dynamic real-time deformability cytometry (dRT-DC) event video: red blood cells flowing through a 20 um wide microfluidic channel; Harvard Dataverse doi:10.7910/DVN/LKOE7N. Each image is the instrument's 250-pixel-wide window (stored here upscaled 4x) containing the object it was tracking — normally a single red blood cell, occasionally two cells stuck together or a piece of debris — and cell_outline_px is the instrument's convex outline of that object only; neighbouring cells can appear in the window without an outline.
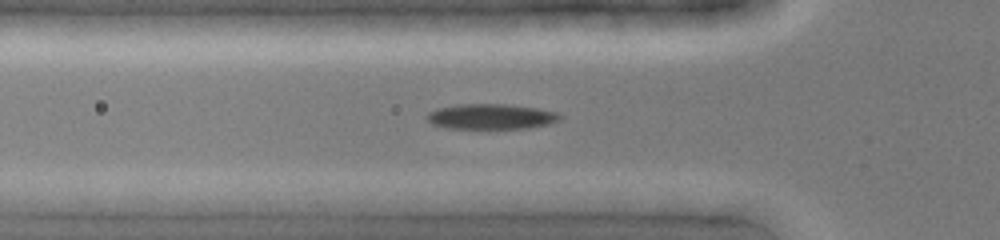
{"species": "common noctule bat (a hibernating species)", "species_latin": "Nyctalus noctula", "temperature_condition": "cold", "stored_images_in_passage": 7, "camera_frame_rate_fps": 3000, "um_per_image_px": 0.085, "animal": {"sex": "female", "body_mass_g": 19.0, "forearm_length_mm": 51.5}, "frame": {"image": 1, "passage_image": 2, "time_ms": 0.333, "image_size_px": [1000, 240], "cell_outline_px": [[564, 116], [560, 120], [548, 124], [528, 128], [448, 128], [432, 124], [424, 116], [428, 112], [436, 108], [456, 104], [508, 104], [536, 108], [560, 112]], "centroid_in_image_um": [41.75, 9.89], "position_along_channel_um": 84.0, "area_um2": 19.83}}